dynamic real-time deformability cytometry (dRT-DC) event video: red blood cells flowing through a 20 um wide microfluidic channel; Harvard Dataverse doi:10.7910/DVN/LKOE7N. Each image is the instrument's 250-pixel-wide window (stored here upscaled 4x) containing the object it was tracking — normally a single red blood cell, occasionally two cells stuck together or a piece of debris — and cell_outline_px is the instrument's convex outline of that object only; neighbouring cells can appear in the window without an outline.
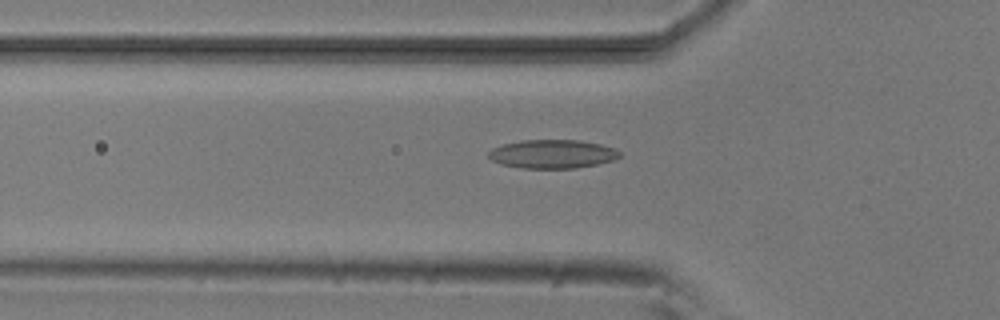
{"species": "common noctule bat (a hibernating species)", "species_latin": "Nyctalus noctula", "temperature_condition": "room temperature", "stored_images_in_passage": 38, "camera_frame_rate_fps": 3000, "um_per_image_px": 0.085, "animal": {"sex": "male", "body_mass_g": 20.5, "forearm_length_mm": 52.5}, "frame": {"image": 1, "passage_image": 2, "time_ms": 0.333, "image_size_px": [1000, 320], "cell_outline_px": [[620, 156], [612, 160], [596, 164], [576, 168], [520, 168], [500, 164], [492, 160], [488, 156], [488, 152], [492, 148], [504, 144], [524, 140], [580, 140], [600, 144], [616, 148], [620, 152]], "centroid_in_image_um": [46.95, 13.09], "position_along_channel_um": 78.9, "area_um2": 21.85}}
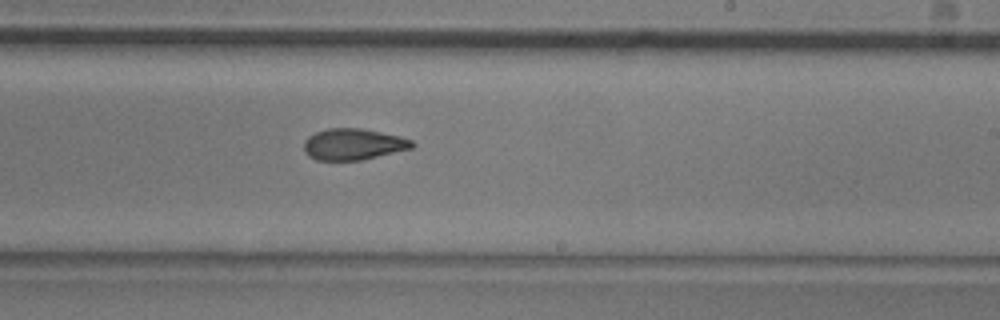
{"frame": {"image": 2, "passage_image": 16, "time_ms": 5.0, "image_size_px": [1000, 320], "cell_outline_px": [[416, 144], [412, 148], [360, 160], [316, 160], [308, 156], [304, 152], [304, 140], [308, 136], [316, 132], [328, 128], [360, 128], [400, 136], [412, 140]], "centroid_in_image_um": [30.0, 12.26], "position_along_channel_um": 259.0, "area_um2": 19.71}}
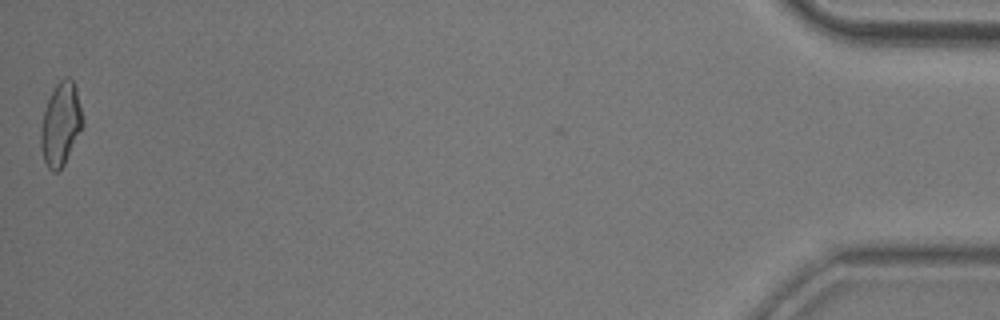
{"frame": {"image": 3, "passage_image": 37, "time_ms": 12.0, "image_size_px": [1000, 320], "cell_outline_px": [[84, 124], [64, 164], [56, 172], [52, 172], [48, 168], [44, 160], [40, 148], [40, 132], [44, 112], [48, 100], [56, 84], [64, 76], [68, 76], [72, 80], [76, 88], [84, 120]], "centroid_in_image_um": [5.16, 10.55], "position_along_channel_um": 430.0, "area_um2": 20.17}, "authors_computed_cell_mechanics": {"area_um2": 20.0277, "velocity_mm_per_s": 3.8376, "shape_relaxation_time_tau1_ms": 9.0584, "shape_relaxation_time_tau2_ms": 2.7904, "deformation_change_tau1": 0.2008, "deformation_change_tau2": 0.0987}}